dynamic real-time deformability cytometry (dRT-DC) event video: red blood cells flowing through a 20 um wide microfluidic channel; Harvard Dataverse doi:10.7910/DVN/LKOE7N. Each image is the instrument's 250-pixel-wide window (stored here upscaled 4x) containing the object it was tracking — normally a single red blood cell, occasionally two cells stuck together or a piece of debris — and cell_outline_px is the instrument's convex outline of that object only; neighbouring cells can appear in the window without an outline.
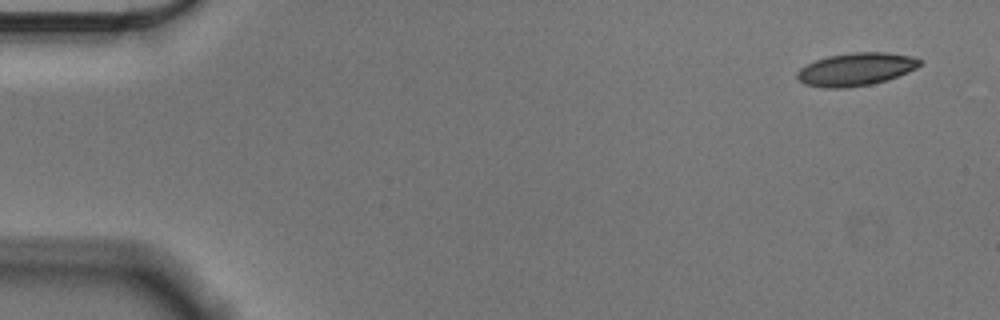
{"species": "Egyptian fruit bat (a non-hibernating species)", "species_latin": "Rousettus aegyptiacus", "temperature_condition": "cold", "stored_images_in_passage": 54, "camera_frame_rate_fps": 3000, "um_per_image_px": 0.085, "animal": {"sex": "male"}, "frame": {"image": 1, "passage_image": 1, "time_ms": 0.0, "image_size_px": [1000, 320], "cell_outline_px": [[920, 64], [916, 68], [908, 72], [888, 80], [872, 84], [844, 88], [824, 88], [804, 84], [796, 76], [796, 72], [800, 68], [816, 60], [828, 56], [852, 52], [884, 52], [912, 56], [920, 60]], "centroid_in_image_um": [72.74, 5.89], "position_along_channel_um": 12.3, "area_um2": 23.47}}
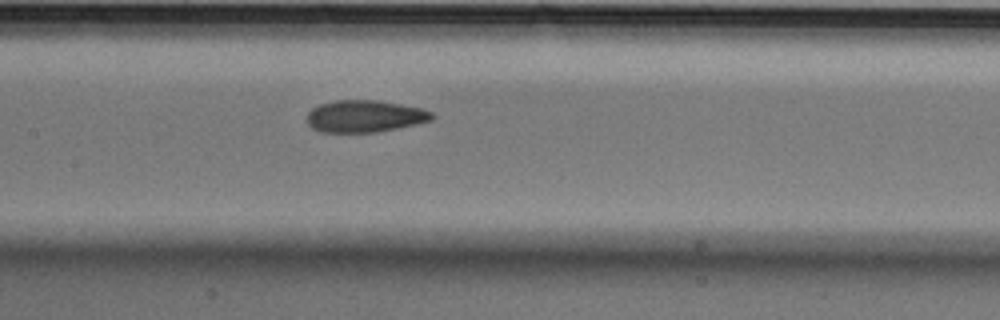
{"frame": {"image": 2, "passage_image": 25, "time_ms": 8.0, "image_size_px": [1000, 320], "cell_outline_px": [[436, 116], [432, 120], [416, 124], [376, 132], [320, 132], [312, 128], [308, 124], [308, 112], [312, 108], [320, 104], [332, 100], [376, 100], [400, 104], [420, 108], [432, 112]], "centroid_in_image_um": [31.0, 9.87], "position_along_channel_um": 176.4, "area_um2": 23.29}}
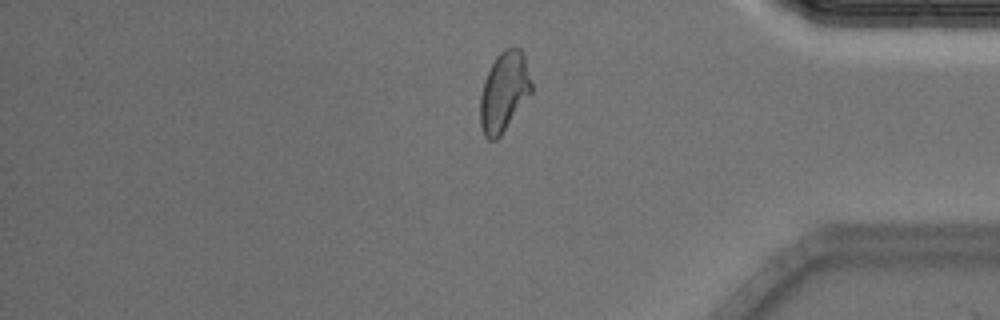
{"frame": {"image": 3, "passage_image": 45, "time_ms": 14.667, "image_size_px": [1000, 320], "cell_outline_px": [[532, 92], [500, 136], [496, 140], [488, 140], [484, 136], [480, 124], [480, 96], [484, 80], [496, 56], [504, 48], [520, 48], [524, 52], [532, 84]], "centroid_in_image_um": [42.84, 7.79], "position_along_channel_um": 392.4, "area_um2": 23.81}, "authors_computed_cell_mechanics": {"area_um2": 23.6113, "velocity_mm_per_s": 3.5642, "shape_relaxation_time_tau1_ms": 8.5129, "shape_relaxation_time_tau2_ms": 2.138, "deformation_change_tau1": 0.1729, "deformation_change_tau2": 0.084}}